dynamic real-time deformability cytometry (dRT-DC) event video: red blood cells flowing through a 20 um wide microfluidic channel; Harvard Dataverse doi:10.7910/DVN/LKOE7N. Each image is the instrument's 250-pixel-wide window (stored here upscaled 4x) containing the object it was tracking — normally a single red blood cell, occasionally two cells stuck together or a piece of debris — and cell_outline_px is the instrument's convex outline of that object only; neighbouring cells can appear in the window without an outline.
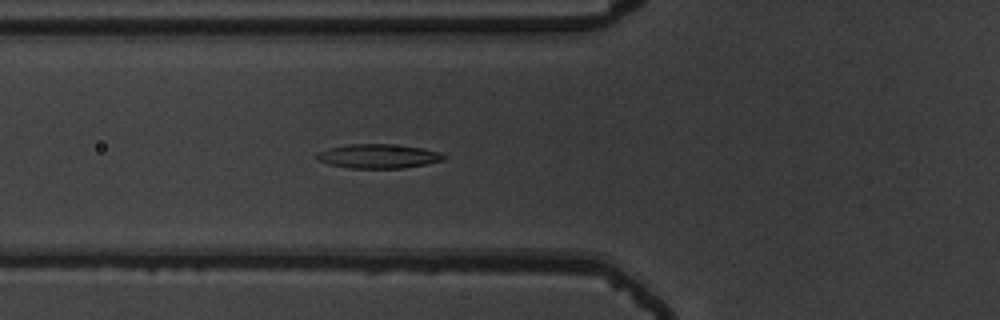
{"species": "common noctule bat (a hibernating species)", "species_latin": "Nyctalus noctula", "temperature_condition": "warm", "stored_images_in_passage": 50, "camera_frame_rate_fps": 3000, "um_per_image_px": 0.085, "animal": {"sex": "male", "body_mass_g": 19.5, "forearm_length_mm": 54.6}, "frame": {"image": 1, "passage_image": 16, "time_ms": 5.0, "image_size_px": [1000, 320], "cell_outline_px": [[448, 156], [444, 160], [404, 168], [348, 168], [328, 164], [316, 160], [316, 156], [320, 152], [328, 148], [348, 144], [388, 144], [420, 148], [440, 152]], "centroid_in_image_um": [32.14, 13.28], "position_along_channel_um": 93.7, "area_um2": 17.8}}
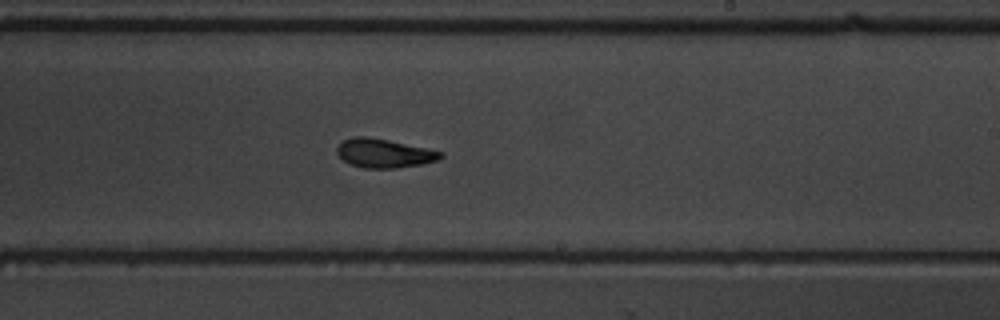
{"frame": {"image": 2, "passage_image": 29, "time_ms": 9.333, "image_size_px": [1000, 320], "cell_outline_px": [[444, 156], [436, 160], [420, 164], [396, 168], [364, 168], [352, 164], [344, 160], [336, 152], [336, 148], [344, 140], [352, 136], [368, 136], [388, 140], [444, 152]], "centroid_in_image_um": [32.63, 13.02], "position_along_channel_um": 256.4, "area_um2": 17.22}}
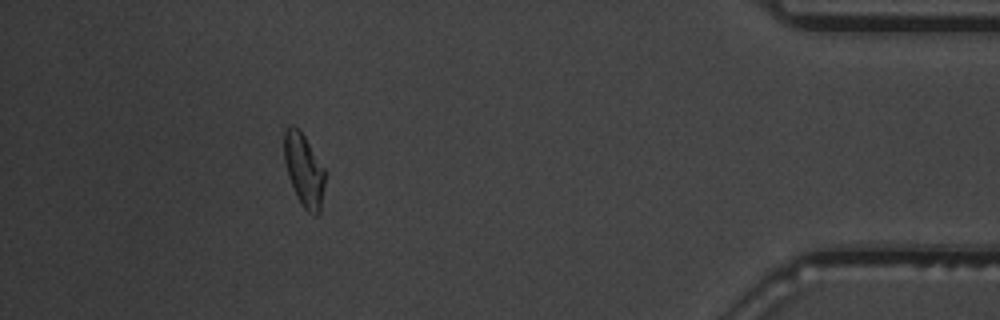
{"frame": {"image": 3, "passage_image": 45, "time_ms": 14.667, "image_size_px": [1000, 320], "cell_outline_px": [[328, 172], [320, 212], [316, 216], [312, 216], [300, 204], [296, 196], [288, 176], [284, 160], [284, 132], [292, 124], [304, 136]], "centroid_in_image_um": [25.88, 14.52], "position_along_channel_um": 409.3, "area_um2": 17.74}, "authors_computed_cell_mechanics": {"area_um2": 17.4845, "velocity_mm_per_s": 3.7575, "shape_relaxation_time_tau1_ms": 4.6678, "shape_relaxation_time_tau2_ms": 3.1025, "deformation_change_tau1": 0.1655, "deformation_change_tau2": 0.0997}}